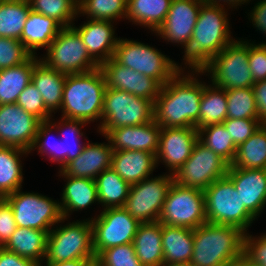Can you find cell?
Listing matches in <instances>:
<instances>
[{
	"mask_svg": "<svg viewBox=\"0 0 266 266\" xmlns=\"http://www.w3.org/2000/svg\"><path fill=\"white\" fill-rule=\"evenodd\" d=\"M187 72L188 74L184 68L179 70L162 86L154 102V121L161 127L196 128L203 88L206 84L197 78V75L204 74L201 69H189Z\"/></svg>",
	"mask_w": 266,
	"mask_h": 266,
	"instance_id": "1",
	"label": "cell"
},
{
	"mask_svg": "<svg viewBox=\"0 0 266 266\" xmlns=\"http://www.w3.org/2000/svg\"><path fill=\"white\" fill-rule=\"evenodd\" d=\"M227 9L223 6L203 3L198 13L191 42L184 51V65L191 69L203 68L234 38L231 36Z\"/></svg>",
	"mask_w": 266,
	"mask_h": 266,
	"instance_id": "2",
	"label": "cell"
},
{
	"mask_svg": "<svg viewBox=\"0 0 266 266\" xmlns=\"http://www.w3.org/2000/svg\"><path fill=\"white\" fill-rule=\"evenodd\" d=\"M105 90V78L99 67L85 73L66 74L61 117L88 124L101 121Z\"/></svg>",
	"mask_w": 266,
	"mask_h": 266,
	"instance_id": "3",
	"label": "cell"
},
{
	"mask_svg": "<svg viewBox=\"0 0 266 266\" xmlns=\"http://www.w3.org/2000/svg\"><path fill=\"white\" fill-rule=\"evenodd\" d=\"M244 234L240 228L205 223L193 230V266H226L243 255Z\"/></svg>",
	"mask_w": 266,
	"mask_h": 266,
	"instance_id": "4",
	"label": "cell"
},
{
	"mask_svg": "<svg viewBox=\"0 0 266 266\" xmlns=\"http://www.w3.org/2000/svg\"><path fill=\"white\" fill-rule=\"evenodd\" d=\"M208 223L229 225L247 233L255 218L242 205L240 194L227 177L217 179L204 190Z\"/></svg>",
	"mask_w": 266,
	"mask_h": 266,
	"instance_id": "5",
	"label": "cell"
},
{
	"mask_svg": "<svg viewBox=\"0 0 266 266\" xmlns=\"http://www.w3.org/2000/svg\"><path fill=\"white\" fill-rule=\"evenodd\" d=\"M113 59L120 65L156 79L162 86L182 69V65L179 66L148 43L127 38H119Z\"/></svg>",
	"mask_w": 266,
	"mask_h": 266,
	"instance_id": "6",
	"label": "cell"
},
{
	"mask_svg": "<svg viewBox=\"0 0 266 266\" xmlns=\"http://www.w3.org/2000/svg\"><path fill=\"white\" fill-rule=\"evenodd\" d=\"M240 40V41H239ZM234 39L201 70L210 75L214 86L222 89L252 87L249 69V40Z\"/></svg>",
	"mask_w": 266,
	"mask_h": 266,
	"instance_id": "7",
	"label": "cell"
},
{
	"mask_svg": "<svg viewBox=\"0 0 266 266\" xmlns=\"http://www.w3.org/2000/svg\"><path fill=\"white\" fill-rule=\"evenodd\" d=\"M65 218L48 234L45 261L63 262L73 259H96L93 228L89 218L65 225ZM63 221V222H62Z\"/></svg>",
	"mask_w": 266,
	"mask_h": 266,
	"instance_id": "8",
	"label": "cell"
},
{
	"mask_svg": "<svg viewBox=\"0 0 266 266\" xmlns=\"http://www.w3.org/2000/svg\"><path fill=\"white\" fill-rule=\"evenodd\" d=\"M154 120V102L126 91L106 88L102 121L97 130L104 135L109 129L144 125Z\"/></svg>",
	"mask_w": 266,
	"mask_h": 266,
	"instance_id": "9",
	"label": "cell"
},
{
	"mask_svg": "<svg viewBox=\"0 0 266 266\" xmlns=\"http://www.w3.org/2000/svg\"><path fill=\"white\" fill-rule=\"evenodd\" d=\"M44 56L41 61L64 74L85 73L99 67L72 26L60 29Z\"/></svg>",
	"mask_w": 266,
	"mask_h": 266,
	"instance_id": "10",
	"label": "cell"
},
{
	"mask_svg": "<svg viewBox=\"0 0 266 266\" xmlns=\"http://www.w3.org/2000/svg\"><path fill=\"white\" fill-rule=\"evenodd\" d=\"M18 227L50 231L63 219L59 200L18 189L6 196Z\"/></svg>",
	"mask_w": 266,
	"mask_h": 266,
	"instance_id": "11",
	"label": "cell"
},
{
	"mask_svg": "<svg viewBox=\"0 0 266 266\" xmlns=\"http://www.w3.org/2000/svg\"><path fill=\"white\" fill-rule=\"evenodd\" d=\"M168 226L195 229L207 223L204 191L172 183L159 220Z\"/></svg>",
	"mask_w": 266,
	"mask_h": 266,
	"instance_id": "12",
	"label": "cell"
},
{
	"mask_svg": "<svg viewBox=\"0 0 266 266\" xmlns=\"http://www.w3.org/2000/svg\"><path fill=\"white\" fill-rule=\"evenodd\" d=\"M174 176L163 174L131 185L124 209L139 223L159 220Z\"/></svg>",
	"mask_w": 266,
	"mask_h": 266,
	"instance_id": "13",
	"label": "cell"
},
{
	"mask_svg": "<svg viewBox=\"0 0 266 266\" xmlns=\"http://www.w3.org/2000/svg\"><path fill=\"white\" fill-rule=\"evenodd\" d=\"M96 258L114 246L133 243L139 222L123 207L106 208L90 219Z\"/></svg>",
	"mask_w": 266,
	"mask_h": 266,
	"instance_id": "14",
	"label": "cell"
},
{
	"mask_svg": "<svg viewBox=\"0 0 266 266\" xmlns=\"http://www.w3.org/2000/svg\"><path fill=\"white\" fill-rule=\"evenodd\" d=\"M229 164L199 140L192 154L174 174V181L184 187L205 190L217 179L227 175Z\"/></svg>",
	"mask_w": 266,
	"mask_h": 266,
	"instance_id": "15",
	"label": "cell"
},
{
	"mask_svg": "<svg viewBox=\"0 0 266 266\" xmlns=\"http://www.w3.org/2000/svg\"><path fill=\"white\" fill-rule=\"evenodd\" d=\"M42 121L17 103L0 105V146L30 152Z\"/></svg>",
	"mask_w": 266,
	"mask_h": 266,
	"instance_id": "16",
	"label": "cell"
},
{
	"mask_svg": "<svg viewBox=\"0 0 266 266\" xmlns=\"http://www.w3.org/2000/svg\"><path fill=\"white\" fill-rule=\"evenodd\" d=\"M202 4L201 0H172L165 21L155 35L167 42L181 45L185 51L191 42Z\"/></svg>",
	"mask_w": 266,
	"mask_h": 266,
	"instance_id": "17",
	"label": "cell"
},
{
	"mask_svg": "<svg viewBox=\"0 0 266 266\" xmlns=\"http://www.w3.org/2000/svg\"><path fill=\"white\" fill-rule=\"evenodd\" d=\"M198 141V130L194 127H162L156 164L162 162L168 168V174L174 175L192 154Z\"/></svg>",
	"mask_w": 266,
	"mask_h": 266,
	"instance_id": "18",
	"label": "cell"
},
{
	"mask_svg": "<svg viewBox=\"0 0 266 266\" xmlns=\"http://www.w3.org/2000/svg\"><path fill=\"white\" fill-rule=\"evenodd\" d=\"M105 78L106 88L126 91L155 102L162 85L151 77L120 65L113 58L99 65Z\"/></svg>",
	"mask_w": 266,
	"mask_h": 266,
	"instance_id": "19",
	"label": "cell"
},
{
	"mask_svg": "<svg viewBox=\"0 0 266 266\" xmlns=\"http://www.w3.org/2000/svg\"><path fill=\"white\" fill-rule=\"evenodd\" d=\"M226 176L240 194L242 205L257 219L266 206V169L229 166Z\"/></svg>",
	"mask_w": 266,
	"mask_h": 266,
	"instance_id": "20",
	"label": "cell"
},
{
	"mask_svg": "<svg viewBox=\"0 0 266 266\" xmlns=\"http://www.w3.org/2000/svg\"><path fill=\"white\" fill-rule=\"evenodd\" d=\"M162 127L154 120L144 125L123 126L109 129L104 135L113 151L137 150L156 156Z\"/></svg>",
	"mask_w": 266,
	"mask_h": 266,
	"instance_id": "21",
	"label": "cell"
},
{
	"mask_svg": "<svg viewBox=\"0 0 266 266\" xmlns=\"http://www.w3.org/2000/svg\"><path fill=\"white\" fill-rule=\"evenodd\" d=\"M114 21L88 19L84 24L72 27L80 35L90 56L100 65L113 58L119 38L115 37Z\"/></svg>",
	"mask_w": 266,
	"mask_h": 266,
	"instance_id": "22",
	"label": "cell"
},
{
	"mask_svg": "<svg viewBox=\"0 0 266 266\" xmlns=\"http://www.w3.org/2000/svg\"><path fill=\"white\" fill-rule=\"evenodd\" d=\"M108 143L86 142L82 153L69 161L61 171L70 177L96 179L104 170L111 167L113 149L107 137Z\"/></svg>",
	"mask_w": 266,
	"mask_h": 266,
	"instance_id": "23",
	"label": "cell"
},
{
	"mask_svg": "<svg viewBox=\"0 0 266 266\" xmlns=\"http://www.w3.org/2000/svg\"><path fill=\"white\" fill-rule=\"evenodd\" d=\"M156 167V156L150 152L113 151L111 168L130 185L152 176Z\"/></svg>",
	"mask_w": 266,
	"mask_h": 266,
	"instance_id": "24",
	"label": "cell"
},
{
	"mask_svg": "<svg viewBox=\"0 0 266 266\" xmlns=\"http://www.w3.org/2000/svg\"><path fill=\"white\" fill-rule=\"evenodd\" d=\"M58 173L67 180L60 201L63 218L68 219L74 211L90 208L96 202L99 204L97 184L94 179L66 176L61 170Z\"/></svg>",
	"mask_w": 266,
	"mask_h": 266,
	"instance_id": "25",
	"label": "cell"
},
{
	"mask_svg": "<svg viewBox=\"0 0 266 266\" xmlns=\"http://www.w3.org/2000/svg\"><path fill=\"white\" fill-rule=\"evenodd\" d=\"M40 57L35 55L31 83L41 93L46 109L55 114L61 108L66 74L47 66Z\"/></svg>",
	"mask_w": 266,
	"mask_h": 266,
	"instance_id": "26",
	"label": "cell"
},
{
	"mask_svg": "<svg viewBox=\"0 0 266 266\" xmlns=\"http://www.w3.org/2000/svg\"><path fill=\"white\" fill-rule=\"evenodd\" d=\"M193 230L162 224L163 266L190 263L193 253Z\"/></svg>",
	"mask_w": 266,
	"mask_h": 266,
	"instance_id": "27",
	"label": "cell"
},
{
	"mask_svg": "<svg viewBox=\"0 0 266 266\" xmlns=\"http://www.w3.org/2000/svg\"><path fill=\"white\" fill-rule=\"evenodd\" d=\"M48 234L49 231L17 226L3 248L40 265L46 257Z\"/></svg>",
	"mask_w": 266,
	"mask_h": 266,
	"instance_id": "28",
	"label": "cell"
},
{
	"mask_svg": "<svg viewBox=\"0 0 266 266\" xmlns=\"http://www.w3.org/2000/svg\"><path fill=\"white\" fill-rule=\"evenodd\" d=\"M162 224L159 221L140 223L133 246L143 266H163Z\"/></svg>",
	"mask_w": 266,
	"mask_h": 266,
	"instance_id": "29",
	"label": "cell"
},
{
	"mask_svg": "<svg viewBox=\"0 0 266 266\" xmlns=\"http://www.w3.org/2000/svg\"><path fill=\"white\" fill-rule=\"evenodd\" d=\"M62 26L51 17L33 12L27 17L20 41L32 53L45 48L56 38ZM36 50V51H35Z\"/></svg>",
	"mask_w": 266,
	"mask_h": 266,
	"instance_id": "30",
	"label": "cell"
},
{
	"mask_svg": "<svg viewBox=\"0 0 266 266\" xmlns=\"http://www.w3.org/2000/svg\"><path fill=\"white\" fill-rule=\"evenodd\" d=\"M171 3L172 0H127L126 20L155 33L164 23Z\"/></svg>",
	"mask_w": 266,
	"mask_h": 266,
	"instance_id": "31",
	"label": "cell"
},
{
	"mask_svg": "<svg viewBox=\"0 0 266 266\" xmlns=\"http://www.w3.org/2000/svg\"><path fill=\"white\" fill-rule=\"evenodd\" d=\"M35 55L26 62L0 70V105L16 103L18 96L31 83Z\"/></svg>",
	"mask_w": 266,
	"mask_h": 266,
	"instance_id": "32",
	"label": "cell"
},
{
	"mask_svg": "<svg viewBox=\"0 0 266 266\" xmlns=\"http://www.w3.org/2000/svg\"><path fill=\"white\" fill-rule=\"evenodd\" d=\"M24 154L27 155L30 153L14 146H0L1 194L8 196L22 188L24 174L20 159Z\"/></svg>",
	"mask_w": 266,
	"mask_h": 266,
	"instance_id": "33",
	"label": "cell"
},
{
	"mask_svg": "<svg viewBox=\"0 0 266 266\" xmlns=\"http://www.w3.org/2000/svg\"><path fill=\"white\" fill-rule=\"evenodd\" d=\"M235 168L266 169V124L237 147L233 163Z\"/></svg>",
	"mask_w": 266,
	"mask_h": 266,
	"instance_id": "34",
	"label": "cell"
},
{
	"mask_svg": "<svg viewBox=\"0 0 266 266\" xmlns=\"http://www.w3.org/2000/svg\"><path fill=\"white\" fill-rule=\"evenodd\" d=\"M49 121L54 125V131L61 132L60 137V170L71 160L77 158L83 151L85 143L80 142V138L85 134L82 127L86 126V122L81 120H72L62 118L58 122ZM57 123V125H56ZM67 129V132L64 131Z\"/></svg>",
	"mask_w": 266,
	"mask_h": 266,
	"instance_id": "35",
	"label": "cell"
},
{
	"mask_svg": "<svg viewBox=\"0 0 266 266\" xmlns=\"http://www.w3.org/2000/svg\"><path fill=\"white\" fill-rule=\"evenodd\" d=\"M227 118L226 90L210 85H205L200 102L199 120L196 129L209 125L221 124Z\"/></svg>",
	"mask_w": 266,
	"mask_h": 266,
	"instance_id": "36",
	"label": "cell"
},
{
	"mask_svg": "<svg viewBox=\"0 0 266 266\" xmlns=\"http://www.w3.org/2000/svg\"><path fill=\"white\" fill-rule=\"evenodd\" d=\"M99 204L103 209L124 207L131 185L123 180L111 167L96 179Z\"/></svg>",
	"mask_w": 266,
	"mask_h": 266,
	"instance_id": "37",
	"label": "cell"
},
{
	"mask_svg": "<svg viewBox=\"0 0 266 266\" xmlns=\"http://www.w3.org/2000/svg\"><path fill=\"white\" fill-rule=\"evenodd\" d=\"M30 11L29 0H0V37L20 40Z\"/></svg>",
	"mask_w": 266,
	"mask_h": 266,
	"instance_id": "38",
	"label": "cell"
},
{
	"mask_svg": "<svg viewBox=\"0 0 266 266\" xmlns=\"http://www.w3.org/2000/svg\"><path fill=\"white\" fill-rule=\"evenodd\" d=\"M197 130L198 140L203 145L210 148L229 165L233 163L237 152V146L233 143L227 129L222 123L209 125Z\"/></svg>",
	"mask_w": 266,
	"mask_h": 266,
	"instance_id": "39",
	"label": "cell"
},
{
	"mask_svg": "<svg viewBox=\"0 0 266 266\" xmlns=\"http://www.w3.org/2000/svg\"><path fill=\"white\" fill-rule=\"evenodd\" d=\"M126 14L127 0H78V15L87 19L115 22Z\"/></svg>",
	"mask_w": 266,
	"mask_h": 266,
	"instance_id": "40",
	"label": "cell"
},
{
	"mask_svg": "<svg viewBox=\"0 0 266 266\" xmlns=\"http://www.w3.org/2000/svg\"><path fill=\"white\" fill-rule=\"evenodd\" d=\"M31 10L53 18L62 27L72 26L78 17V0H29Z\"/></svg>",
	"mask_w": 266,
	"mask_h": 266,
	"instance_id": "41",
	"label": "cell"
},
{
	"mask_svg": "<svg viewBox=\"0 0 266 266\" xmlns=\"http://www.w3.org/2000/svg\"><path fill=\"white\" fill-rule=\"evenodd\" d=\"M227 118L258 119L252 87L226 89Z\"/></svg>",
	"mask_w": 266,
	"mask_h": 266,
	"instance_id": "42",
	"label": "cell"
},
{
	"mask_svg": "<svg viewBox=\"0 0 266 266\" xmlns=\"http://www.w3.org/2000/svg\"><path fill=\"white\" fill-rule=\"evenodd\" d=\"M32 53L17 39L0 37V70L26 62Z\"/></svg>",
	"mask_w": 266,
	"mask_h": 266,
	"instance_id": "43",
	"label": "cell"
},
{
	"mask_svg": "<svg viewBox=\"0 0 266 266\" xmlns=\"http://www.w3.org/2000/svg\"><path fill=\"white\" fill-rule=\"evenodd\" d=\"M53 129L54 125L50 121H42L39 124L36 138L29 153L37 148L41 156L43 154L48 155L49 161L56 162L60 166V137L58 139L50 138ZM49 138L54 140L50 141Z\"/></svg>",
	"mask_w": 266,
	"mask_h": 266,
	"instance_id": "44",
	"label": "cell"
},
{
	"mask_svg": "<svg viewBox=\"0 0 266 266\" xmlns=\"http://www.w3.org/2000/svg\"><path fill=\"white\" fill-rule=\"evenodd\" d=\"M96 259L103 266H143L136 256L133 243L105 249Z\"/></svg>",
	"mask_w": 266,
	"mask_h": 266,
	"instance_id": "45",
	"label": "cell"
},
{
	"mask_svg": "<svg viewBox=\"0 0 266 266\" xmlns=\"http://www.w3.org/2000/svg\"><path fill=\"white\" fill-rule=\"evenodd\" d=\"M16 103L41 121H49L53 116L46 109L41 93L32 83L21 92Z\"/></svg>",
	"mask_w": 266,
	"mask_h": 266,
	"instance_id": "46",
	"label": "cell"
},
{
	"mask_svg": "<svg viewBox=\"0 0 266 266\" xmlns=\"http://www.w3.org/2000/svg\"><path fill=\"white\" fill-rule=\"evenodd\" d=\"M227 129L233 143L238 147L244 143L262 125L258 119L226 118L222 123Z\"/></svg>",
	"mask_w": 266,
	"mask_h": 266,
	"instance_id": "47",
	"label": "cell"
},
{
	"mask_svg": "<svg viewBox=\"0 0 266 266\" xmlns=\"http://www.w3.org/2000/svg\"><path fill=\"white\" fill-rule=\"evenodd\" d=\"M243 255L255 266H266V233L258 237L245 233Z\"/></svg>",
	"mask_w": 266,
	"mask_h": 266,
	"instance_id": "48",
	"label": "cell"
},
{
	"mask_svg": "<svg viewBox=\"0 0 266 266\" xmlns=\"http://www.w3.org/2000/svg\"><path fill=\"white\" fill-rule=\"evenodd\" d=\"M248 63L254 82L266 79V42L255 44L249 41Z\"/></svg>",
	"mask_w": 266,
	"mask_h": 266,
	"instance_id": "49",
	"label": "cell"
},
{
	"mask_svg": "<svg viewBox=\"0 0 266 266\" xmlns=\"http://www.w3.org/2000/svg\"><path fill=\"white\" fill-rule=\"evenodd\" d=\"M16 228L12 207L5 201L0 207V247L7 243Z\"/></svg>",
	"mask_w": 266,
	"mask_h": 266,
	"instance_id": "50",
	"label": "cell"
},
{
	"mask_svg": "<svg viewBox=\"0 0 266 266\" xmlns=\"http://www.w3.org/2000/svg\"><path fill=\"white\" fill-rule=\"evenodd\" d=\"M258 120L266 124V79L254 82L253 86Z\"/></svg>",
	"mask_w": 266,
	"mask_h": 266,
	"instance_id": "51",
	"label": "cell"
},
{
	"mask_svg": "<svg viewBox=\"0 0 266 266\" xmlns=\"http://www.w3.org/2000/svg\"><path fill=\"white\" fill-rule=\"evenodd\" d=\"M249 13L248 16H250V23L252 21L256 30H259L262 34L264 33L263 36L266 35V0H260L256 3L253 10Z\"/></svg>",
	"mask_w": 266,
	"mask_h": 266,
	"instance_id": "52",
	"label": "cell"
},
{
	"mask_svg": "<svg viewBox=\"0 0 266 266\" xmlns=\"http://www.w3.org/2000/svg\"><path fill=\"white\" fill-rule=\"evenodd\" d=\"M0 266H39L36 262L22 258L16 253L0 247Z\"/></svg>",
	"mask_w": 266,
	"mask_h": 266,
	"instance_id": "53",
	"label": "cell"
},
{
	"mask_svg": "<svg viewBox=\"0 0 266 266\" xmlns=\"http://www.w3.org/2000/svg\"><path fill=\"white\" fill-rule=\"evenodd\" d=\"M92 260L94 259H73L63 262L45 261L42 262V264L45 263L43 264L44 266H86V264ZM42 264L39 266H43Z\"/></svg>",
	"mask_w": 266,
	"mask_h": 266,
	"instance_id": "54",
	"label": "cell"
},
{
	"mask_svg": "<svg viewBox=\"0 0 266 266\" xmlns=\"http://www.w3.org/2000/svg\"><path fill=\"white\" fill-rule=\"evenodd\" d=\"M203 3H209V4H214V5H219L223 6L227 5L228 9L235 7L237 9V6H241L242 4L244 5L249 2V0H201ZM223 4H221V3ZM227 3V4H226Z\"/></svg>",
	"mask_w": 266,
	"mask_h": 266,
	"instance_id": "55",
	"label": "cell"
},
{
	"mask_svg": "<svg viewBox=\"0 0 266 266\" xmlns=\"http://www.w3.org/2000/svg\"><path fill=\"white\" fill-rule=\"evenodd\" d=\"M226 266H255L252 264L245 255H241L239 258H236L229 262Z\"/></svg>",
	"mask_w": 266,
	"mask_h": 266,
	"instance_id": "56",
	"label": "cell"
},
{
	"mask_svg": "<svg viewBox=\"0 0 266 266\" xmlns=\"http://www.w3.org/2000/svg\"><path fill=\"white\" fill-rule=\"evenodd\" d=\"M86 266H103L97 259L89 261Z\"/></svg>",
	"mask_w": 266,
	"mask_h": 266,
	"instance_id": "57",
	"label": "cell"
},
{
	"mask_svg": "<svg viewBox=\"0 0 266 266\" xmlns=\"http://www.w3.org/2000/svg\"><path fill=\"white\" fill-rule=\"evenodd\" d=\"M6 201V196L0 193V207Z\"/></svg>",
	"mask_w": 266,
	"mask_h": 266,
	"instance_id": "58",
	"label": "cell"
},
{
	"mask_svg": "<svg viewBox=\"0 0 266 266\" xmlns=\"http://www.w3.org/2000/svg\"><path fill=\"white\" fill-rule=\"evenodd\" d=\"M166 266H193V265L190 263H187V264H173V265H166Z\"/></svg>",
	"mask_w": 266,
	"mask_h": 266,
	"instance_id": "59",
	"label": "cell"
}]
</instances>
